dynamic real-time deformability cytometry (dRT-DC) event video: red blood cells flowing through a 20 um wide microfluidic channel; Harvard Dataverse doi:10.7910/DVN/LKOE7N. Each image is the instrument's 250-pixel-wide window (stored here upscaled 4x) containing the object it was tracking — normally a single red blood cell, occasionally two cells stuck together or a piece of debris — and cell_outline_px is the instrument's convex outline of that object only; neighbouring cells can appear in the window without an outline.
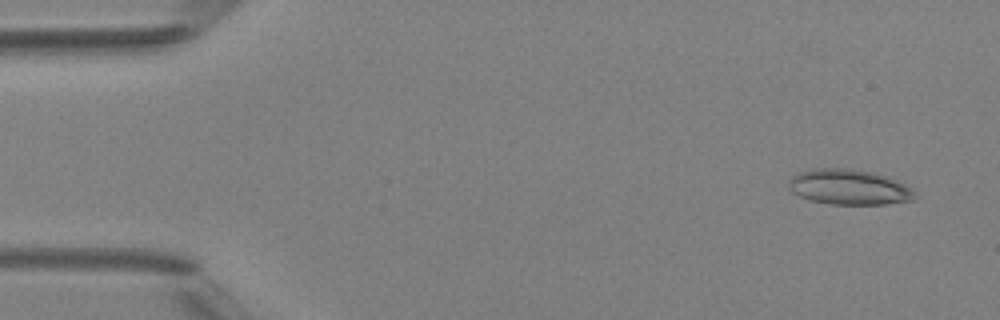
{"species": "Egyptian fruit bat (a non-hibernating species)", "species_latin": "Rousettus aegyptiacus", "temperature_condition": "room temperature", "stored_images_in_passage": 49, "camera_frame_rate_fps": 3000, "um_per_image_px": 0.085, "animal": {"sex": "female"}, "frame": {"image": 1, "passage_image": 3, "time_ms": 0.667, "image_size_px": [1000, 320], "cell_outline_px": [[916, 192], [912, 200], [884, 204], [828, 204], [808, 200], [792, 192], [788, 188], [788, 180], [792, 176], [800, 172], [812, 168], [852, 168], [876, 172], [888, 176], [912, 188]], "centroid_in_image_um": [72.14, 15.89], "position_along_channel_um": 12.9, "area_um2": 26.3}}
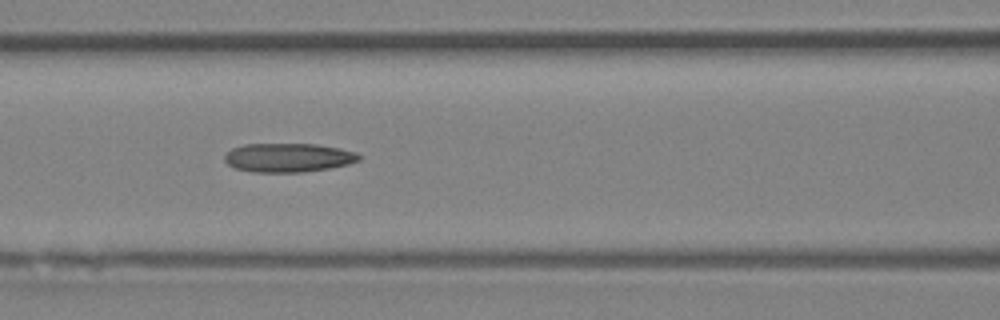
{"frame": {"image": 2, "passage_image": 21, "time_ms": 6.667, "image_size_px": [1000, 320], "cell_outline_px": [[360, 160], [348, 164], [328, 168], [300, 172], [252, 172], [236, 168], [228, 164], [224, 160], [224, 156], [232, 148], [244, 144], [316, 144], [340, 148], [356, 152], [360, 156]], "centroid_in_image_um": [24.49, 13.39], "position_along_channel_um": 142.1, "area_um2": 22.54}}
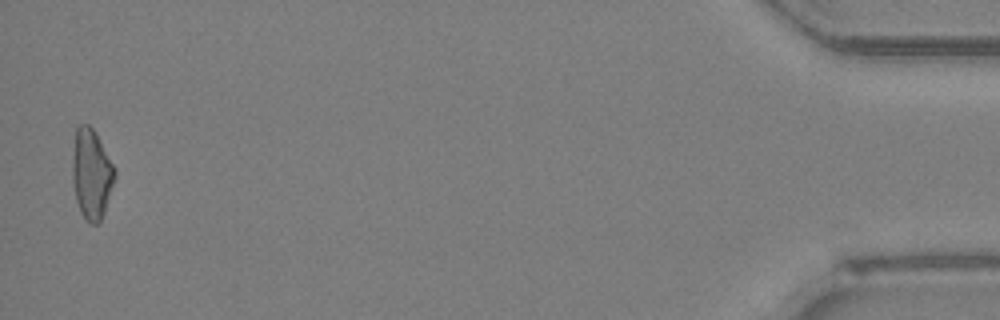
{"frame": {"image": 3, "passage_image": 48, "time_ms": 15.667, "image_size_px": [1000, 320], "cell_outline_px": [[116, 176], [104, 212], [100, 220], [96, 224], [88, 224], [84, 220], [80, 212], [76, 200], [72, 180], [72, 156], [76, 128], [80, 124], [88, 124], [96, 132], [116, 168]], "centroid_in_image_um": [7.77, 14.79], "position_along_channel_um": 427.4, "area_um2": 22.54}}